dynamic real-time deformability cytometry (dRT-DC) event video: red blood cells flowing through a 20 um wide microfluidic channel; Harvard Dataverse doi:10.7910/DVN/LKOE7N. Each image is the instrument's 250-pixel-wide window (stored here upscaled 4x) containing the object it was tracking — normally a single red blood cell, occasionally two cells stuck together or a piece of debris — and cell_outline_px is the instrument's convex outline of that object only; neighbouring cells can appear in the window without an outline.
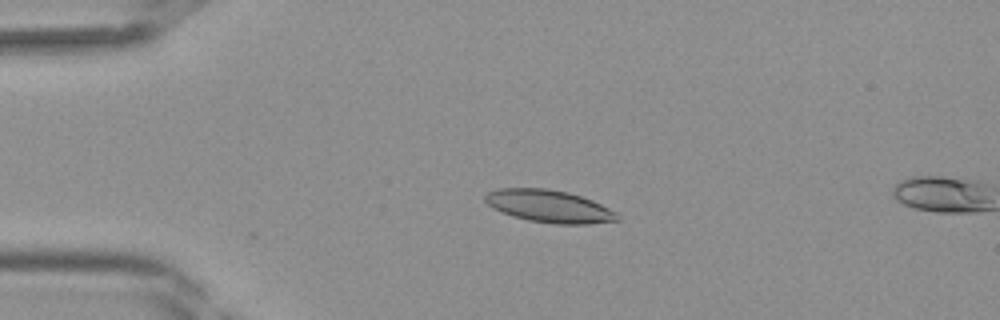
{"species": "Egyptian fruit bat (a non-hibernating species)", "species_latin": "Rousettus aegyptiacus", "temperature_condition": "room temperature", "stored_images_in_passage": 3, "camera_frame_rate_fps": 3000, "um_per_image_px": 0.085, "frame": {"image": 1, "passage_image": 1, "time_ms": 0.0, "image_size_px": [1000, 320], "cell_outline_px": [[620, 220], [588, 224], [556, 224], [528, 220], [512, 216], [492, 208], [484, 200], [484, 196], [488, 192], [500, 188], [548, 188], [568, 192], [592, 200], [616, 212], [620, 216]], "centroid_in_image_um": [46.67, 17.53], "position_along_channel_um": 38.3, "area_um2": 25.03}}